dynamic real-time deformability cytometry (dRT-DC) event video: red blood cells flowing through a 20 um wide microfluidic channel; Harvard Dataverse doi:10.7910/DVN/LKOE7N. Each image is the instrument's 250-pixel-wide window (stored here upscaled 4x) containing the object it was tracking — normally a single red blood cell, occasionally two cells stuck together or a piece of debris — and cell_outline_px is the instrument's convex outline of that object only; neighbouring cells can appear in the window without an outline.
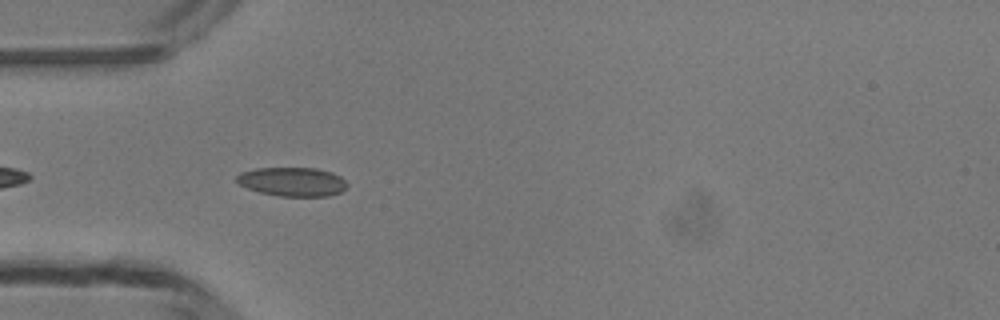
{"species": "common noctule bat (a hibernating species)", "species_latin": "Nyctalus noctula", "temperature_condition": "room temperature", "stored_images_in_passage": 33, "camera_frame_rate_fps": 3000, "um_per_image_px": 0.085, "animal": {"sex": "male", "body_mass_g": 13.3}, "frame": {"image": 1, "passage_image": 3, "time_ms": 0.667, "image_size_px": [1000, 320], "cell_outline_px": [[348, 188], [340, 192], [328, 196], [280, 196], [260, 192], [236, 184], [236, 176], [240, 172], [256, 168], [316, 168], [332, 172], [340, 176], [348, 184]], "centroid_in_image_um": [24.85, 15.44], "position_along_channel_um": 60.2, "area_um2": 18.79}}
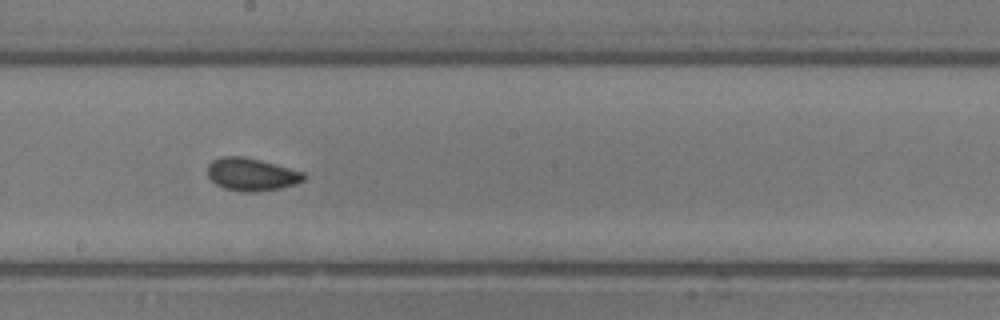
{"frame": {"image": 2, "passage_image": 15, "time_ms": 4.667, "image_size_px": [1000, 320], "cell_outline_px": [[308, 176], [304, 180], [296, 184], [280, 188], [256, 192], [244, 192], [224, 188], [216, 184], [208, 176], [208, 164], [212, 160], [224, 156], [244, 156], [260, 160], [304, 172]], "centroid_in_image_um": [21.4, 14.82], "position_along_channel_um": 226.8, "area_um2": 18.38}}
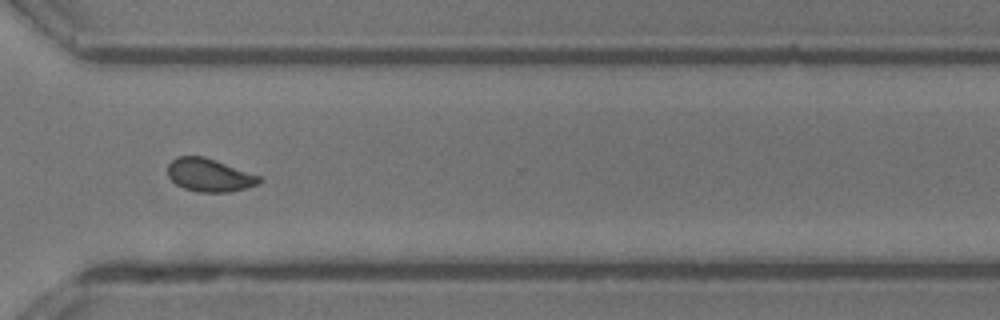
{"frame": {"image": 3, "passage_image": 24, "time_ms": 7.667, "image_size_px": [1000, 320], "cell_outline_px": [[264, 180], [248, 188], [228, 192], [196, 192], [184, 188], [176, 184], [168, 176], [168, 164], [176, 156], [204, 156], [260, 176]], "centroid_in_image_um": [17.79, 14.89], "position_along_channel_um": 352.8, "area_um2": 17.63}, "authors_computed_cell_mechanics": {"area_um2": 17.8024, "velocity_mm_per_s": 4.206, "shape_relaxation_time_tau1_ms": 7.2851, "shape_relaxation_time_tau2_ms": 1.0444, "deformation_change_tau1": 0.1306, "deformation_change_tau2": 0.0475}}